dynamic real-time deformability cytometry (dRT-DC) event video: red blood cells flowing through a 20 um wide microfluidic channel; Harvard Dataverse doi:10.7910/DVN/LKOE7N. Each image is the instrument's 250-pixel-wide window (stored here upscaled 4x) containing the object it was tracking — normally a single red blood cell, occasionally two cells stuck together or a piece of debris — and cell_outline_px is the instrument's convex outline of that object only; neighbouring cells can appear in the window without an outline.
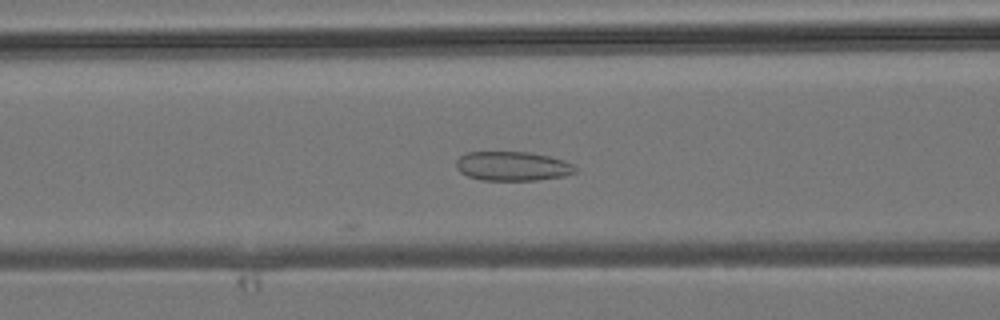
{"species": "common noctule bat (a hibernating species)", "species_latin": "Nyctalus noctula", "temperature_condition": "room temperature", "stored_images_in_passage": 18, "camera_frame_rate_fps": 3000, "um_per_image_px": 0.085, "animal": {"sex": "male", "body_mass_g": 19.2, "forearm_length_mm": 51.8}, "frame": {"image": 1, "passage_image": 6, "time_ms": 1.667, "image_size_px": [1000, 320], "cell_outline_px": [[576, 172], [564, 176], [536, 180], [480, 180], [468, 176], [460, 172], [456, 168], [456, 160], [460, 156], [468, 152], [528, 152], [548, 156], [564, 160], [572, 164], [576, 168]], "centroid_in_image_um": [43.55, 14.12], "position_along_channel_um": 123.1, "area_um2": 20.29}}
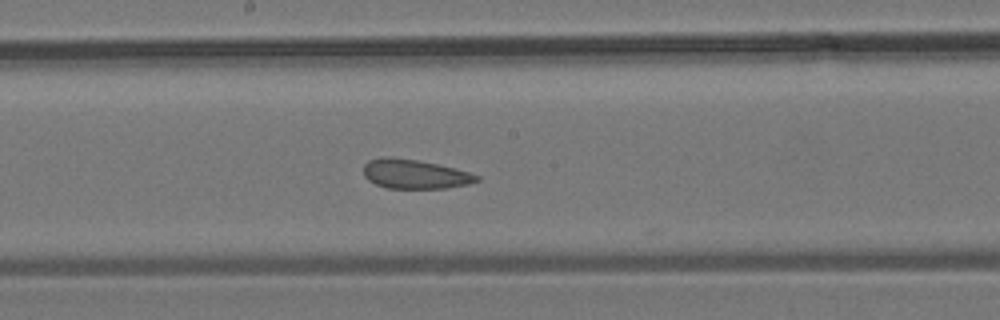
{"frame": {"image": 2, "passage_image": 12, "time_ms": 3.667, "image_size_px": [1000, 320], "cell_outline_px": [[480, 180], [468, 184], [448, 188], [388, 188], [376, 184], [368, 180], [364, 176], [364, 164], [368, 160], [380, 156], [388, 156], [416, 160], [436, 164], [468, 172], [480, 176]], "centroid_in_image_um": [35.22, 14.79], "position_along_channel_um": 213.0, "area_um2": 19.25}}
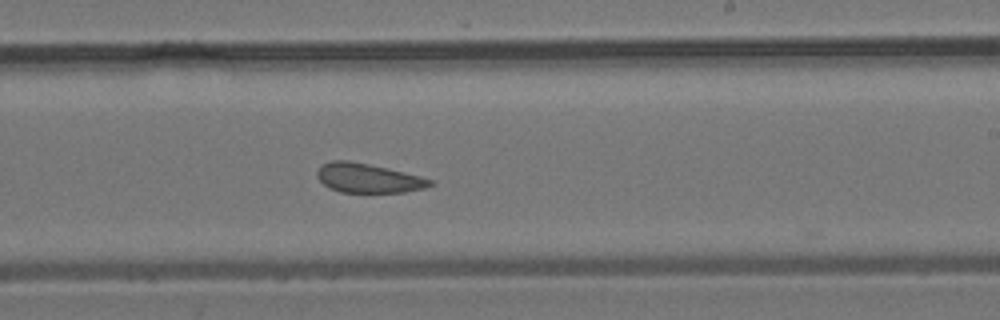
{"frame": {"image": 3, "passage_image": 15, "time_ms": 4.667, "image_size_px": [1000, 320], "cell_outline_px": [[436, 184], [424, 188], [404, 192], [340, 192], [324, 184], [316, 176], [316, 172], [320, 164], [332, 160], [348, 160], [388, 168], [420, 176], [432, 180]], "centroid_in_image_um": [31.28, 15.13], "position_along_channel_um": 257.7, "area_um2": 19.25}}